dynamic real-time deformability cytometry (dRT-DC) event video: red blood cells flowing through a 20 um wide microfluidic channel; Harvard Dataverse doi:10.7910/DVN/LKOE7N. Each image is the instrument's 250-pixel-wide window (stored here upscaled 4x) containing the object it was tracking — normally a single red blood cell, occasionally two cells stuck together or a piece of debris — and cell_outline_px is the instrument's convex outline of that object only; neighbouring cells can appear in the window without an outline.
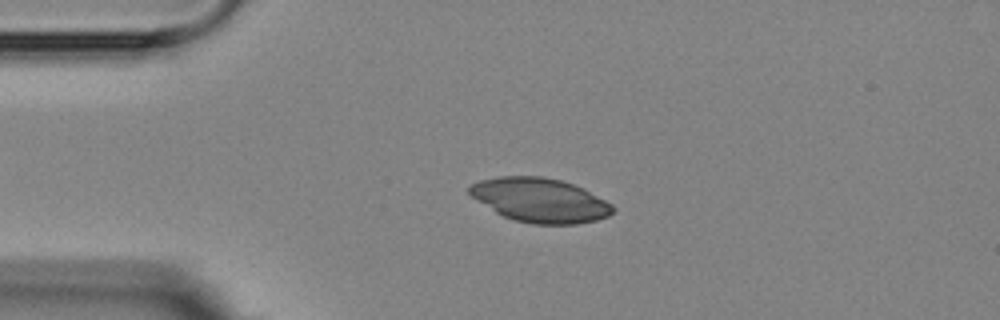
{"species": "Egyptian fruit bat (a non-hibernating species)", "species_latin": "Rousettus aegyptiacus", "temperature_condition": "room temperature", "stored_images_in_passage": 4, "camera_frame_rate_fps": 3000, "um_per_image_px": 0.085, "animal": {"sex": "female"}, "frame": {"image": 1, "passage_image": 2, "time_ms": 1.0, "image_size_px": [1000, 320], "cell_outline_px": [[616, 208], [608, 216], [596, 220], [576, 224], [532, 224], [512, 220], [496, 212], [472, 196], [468, 192], [468, 188], [472, 184], [480, 180], [500, 176], [544, 176], [560, 180], [584, 188], [612, 204]], "centroid_in_image_um": [45.92, 17.01], "position_along_channel_um": 39.1, "area_um2": 36.82}}